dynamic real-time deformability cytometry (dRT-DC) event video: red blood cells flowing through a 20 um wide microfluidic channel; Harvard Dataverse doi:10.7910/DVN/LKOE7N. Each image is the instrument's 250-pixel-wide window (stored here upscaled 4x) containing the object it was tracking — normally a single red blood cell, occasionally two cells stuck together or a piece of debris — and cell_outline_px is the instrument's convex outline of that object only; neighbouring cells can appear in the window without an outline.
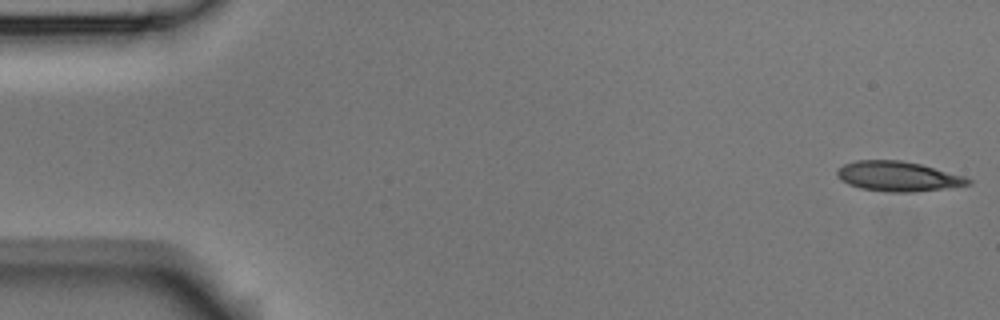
{"species": "Egyptian fruit bat (a non-hibernating species)", "species_latin": "Rousettus aegyptiacus", "temperature_condition": "room temperature", "stored_images_in_passage": 53, "camera_frame_rate_fps": 3000, "um_per_image_px": 0.085, "animal": {"sex": "male"}, "frame": {"image": 1, "passage_image": 1, "time_ms": 0.0, "image_size_px": [1000, 320], "cell_outline_px": [[972, 184], [912, 192], [884, 192], [860, 188], [848, 184], [836, 176], [836, 172], [844, 164], [856, 160], [900, 160], [920, 164], [964, 176], [972, 180]], "centroid_in_image_um": [76.3, 14.99], "position_along_channel_um": 8.7, "area_um2": 22.66}}
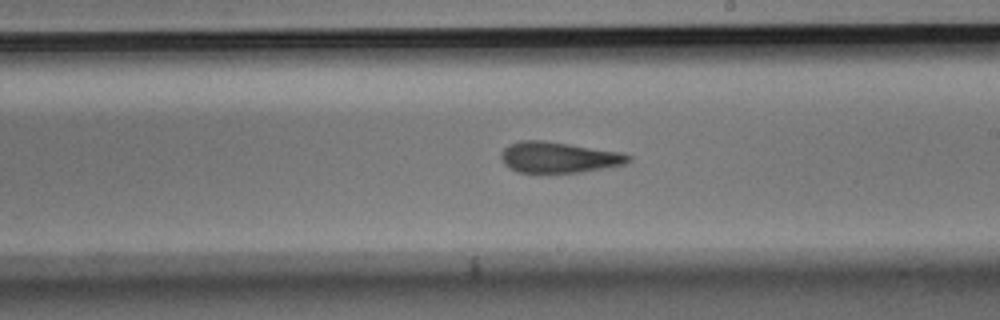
{"frame": {"image": 2, "passage_image": 30, "time_ms": 9.667, "image_size_px": [1000, 320], "cell_outline_px": [[632, 160], [624, 164], [604, 168], [580, 172], [516, 172], [508, 168], [504, 164], [500, 156], [504, 148], [520, 140], [544, 140], [624, 152], [632, 156]], "centroid_in_image_um": [47.52, 13.37], "position_along_channel_um": 241.5, "area_um2": 23.0}}
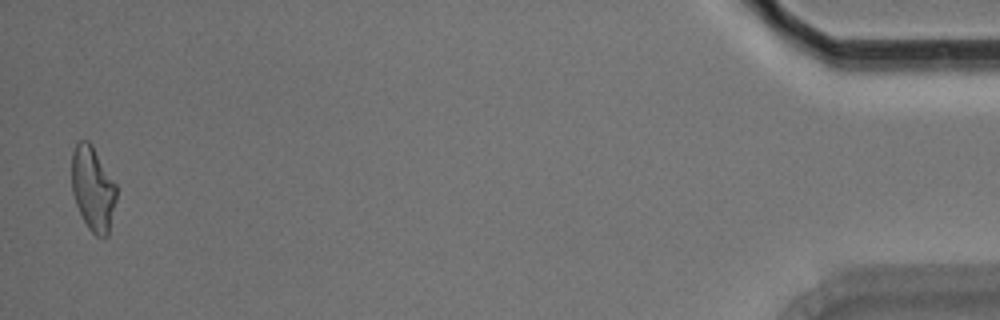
{"frame": {"image": 3, "passage_image": 52, "time_ms": 17.0, "image_size_px": [1000, 320], "cell_outline_px": [[116, 200], [108, 236], [96, 236], [88, 228], [76, 204], [72, 192], [72, 152], [76, 144], [80, 140], [88, 140], [92, 144], [116, 184]], "centroid_in_image_um": [7.9, 16.02], "position_along_channel_um": 427.3, "area_um2": 21.91}, "authors_computed_cell_mechanics": {"area_um2": 22.7732, "velocity_mm_per_s": 3.7649, "shape_relaxation_time_tau1_ms": null, "shape_relaxation_time_tau2_ms": 3.3913, "deformation_change_tau1": null, "deformation_change_tau2": 0.1281}}